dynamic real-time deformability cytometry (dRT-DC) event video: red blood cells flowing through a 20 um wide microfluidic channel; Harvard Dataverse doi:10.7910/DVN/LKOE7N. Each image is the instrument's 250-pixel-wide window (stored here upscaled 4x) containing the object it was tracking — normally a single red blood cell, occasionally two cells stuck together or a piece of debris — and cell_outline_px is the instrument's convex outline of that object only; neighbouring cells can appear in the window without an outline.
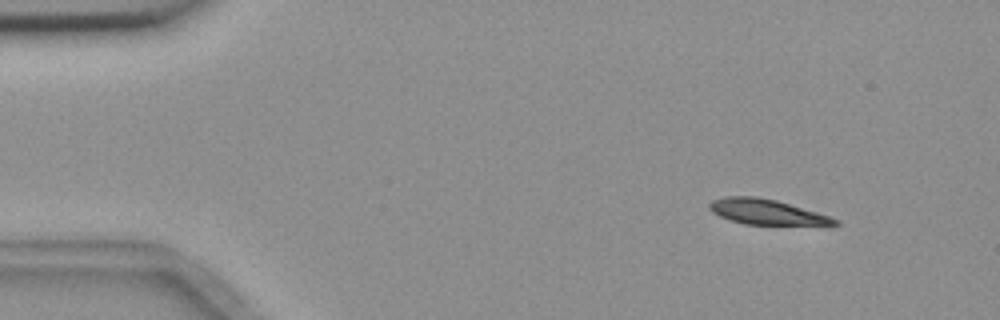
{"species": "common noctule bat (a hibernating species)", "species_latin": "Nyctalus noctula", "temperature_condition": "room temperature", "stored_images_in_passage": 5, "camera_frame_rate_fps": 3000, "um_per_image_px": 0.085, "animal": {"sex": "female", "body_mass_g": 18.4}, "frame": {"image": 1, "passage_image": 1, "time_ms": 0.0, "image_size_px": [1000, 320], "cell_outline_px": [[840, 224], [744, 224], [720, 216], [712, 212], [708, 208], [708, 204], [712, 200], [724, 196], [756, 196], [776, 200], [816, 212], [840, 220]], "centroid_in_image_um": [65.08, 17.99], "position_along_channel_um": 19.9, "area_um2": 18.03}}